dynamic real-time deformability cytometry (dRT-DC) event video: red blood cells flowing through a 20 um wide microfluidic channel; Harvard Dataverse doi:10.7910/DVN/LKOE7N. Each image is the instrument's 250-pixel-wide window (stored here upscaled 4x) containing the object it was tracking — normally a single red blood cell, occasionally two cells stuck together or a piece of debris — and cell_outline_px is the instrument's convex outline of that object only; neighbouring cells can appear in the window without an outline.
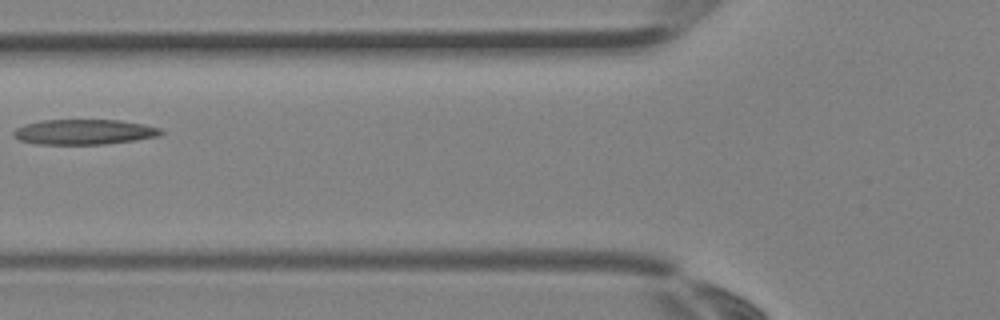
{"species": "Egyptian fruit bat (a non-hibernating species)", "species_latin": "Rousettus aegyptiacus", "temperature_condition": "room temperature", "stored_images_in_passage": 4, "camera_frame_rate_fps": 3000, "um_per_image_px": 0.085, "animal": {"sex": "female"}, "frame": {"image": 1, "passage_image": 4, "time_ms": 1.0, "image_size_px": [1000, 320], "cell_outline_px": [[164, 132], [160, 136], [136, 140], [104, 144], [36, 144], [20, 140], [12, 136], [12, 132], [16, 128], [24, 124], [40, 120], [120, 120], [144, 124], [160, 128]], "centroid_in_image_um": [7.14, 11.21], "position_along_channel_um": 118.7, "area_um2": 21.79}}